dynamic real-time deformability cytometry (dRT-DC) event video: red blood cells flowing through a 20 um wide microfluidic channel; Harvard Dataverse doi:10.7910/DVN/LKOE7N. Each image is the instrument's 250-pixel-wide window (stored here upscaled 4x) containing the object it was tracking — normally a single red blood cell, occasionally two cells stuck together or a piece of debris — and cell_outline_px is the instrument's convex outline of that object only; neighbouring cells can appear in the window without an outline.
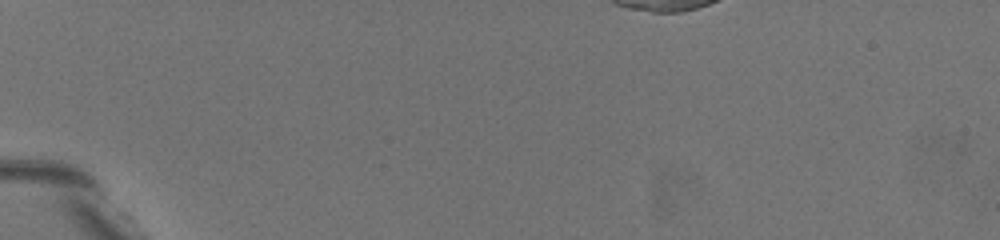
{"species": "common noctule bat (a hibernating species)", "species_latin": "Nyctalus noctula", "temperature_condition": "warm", "stored_images_in_passage": 3, "camera_frame_rate_fps": 3000, "um_per_image_px": 0.085, "animal": {"sex": "female", "body_mass_g": 19.5, "forearm_length_mm": 54.1}, "frame": {"image": 1, "passage_image": 1, "time_ms": 0.0, "image_size_px": [1000, 240], "cell_outline_px": [[192, 216], [164, 208], [116, 164], [108, 148], [108, 140], [116, 136], [136, 148], [192, 204]], "centroid_in_image_um": [12.59, 15.01], "position_along_channel_um": 72.4, "area_um2": 16.7}}